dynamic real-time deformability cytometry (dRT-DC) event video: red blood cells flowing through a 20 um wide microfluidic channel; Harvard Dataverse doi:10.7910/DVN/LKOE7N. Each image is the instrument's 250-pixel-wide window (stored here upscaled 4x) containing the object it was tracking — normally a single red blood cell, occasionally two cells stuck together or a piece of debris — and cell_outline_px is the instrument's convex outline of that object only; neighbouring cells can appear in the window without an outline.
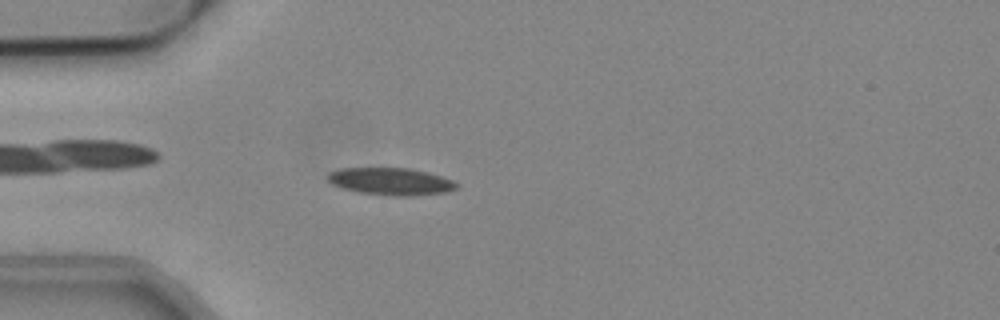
{"species": "common noctule bat (a hibernating species)", "species_latin": "Nyctalus noctula", "temperature_condition": "cold", "stored_images_in_passage": 49, "camera_frame_rate_fps": 3000, "um_per_image_px": 0.085, "animal": {"sex": "male", "body_mass_g": 19.2, "forearm_length_mm": 51.8}, "frame": {"image": 1, "passage_image": 11, "time_ms": 3.333, "image_size_px": [1000, 320], "cell_outline_px": [[460, 184], [456, 188], [448, 192], [408, 196], [396, 196], [360, 192], [344, 188], [332, 184], [328, 180], [328, 172], [340, 168], [408, 168], [440, 176], [452, 180]], "centroid_in_image_um": [33.22, 15.42], "position_along_channel_um": 51.8, "area_um2": 20.23}}
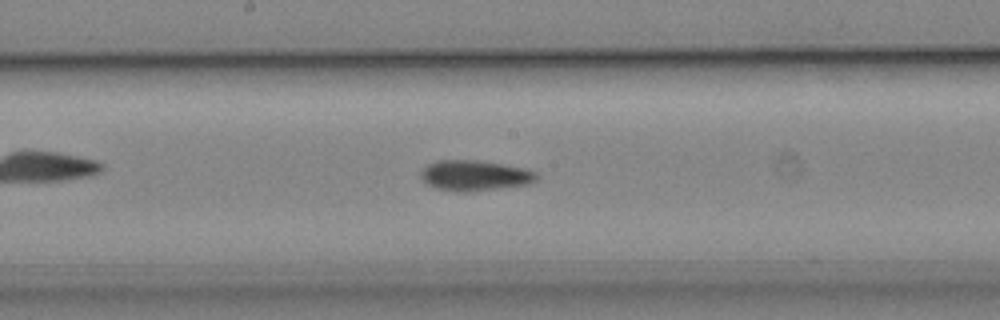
{"frame": {"image": 2, "passage_image": 24, "time_ms": 7.667, "image_size_px": [1000, 320], "cell_outline_px": [[536, 180], [528, 184], [472, 192], [456, 192], [436, 188], [428, 184], [420, 176], [420, 172], [428, 164], [440, 160], [472, 160], [500, 164], [524, 168], [536, 172]], "centroid_in_image_um": [40.33, 14.93], "position_along_channel_um": 207.9, "area_um2": 20.35}}
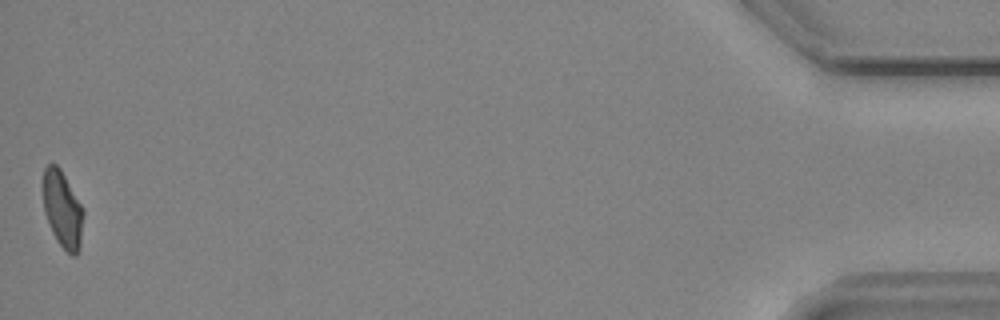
{"frame": {"image": 3, "passage_image": 49, "time_ms": 16.0, "image_size_px": [1000, 320], "cell_outline_px": [[84, 212], [80, 248], [76, 256], [72, 256], [56, 240], [52, 232], [44, 212], [44, 168], [48, 164], [56, 164], [60, 168], [84, 208]], "centroid_in_image_um": [5.34, 17.81], "position_along_channel_um": 429.9, "area_um2": 17.98}, "authors_computed_cell_mechanics": {"area_um2": 19.3052, "velocity_mm_per_s": 3.8501, "shape_relaxation_time_tau1_ms": 11.1844, "shape_relaxation_time_tau2_ms": 8.0127, "deformation_change_tau1": 0.2201, "deformation_change_tau2": 0.153}}